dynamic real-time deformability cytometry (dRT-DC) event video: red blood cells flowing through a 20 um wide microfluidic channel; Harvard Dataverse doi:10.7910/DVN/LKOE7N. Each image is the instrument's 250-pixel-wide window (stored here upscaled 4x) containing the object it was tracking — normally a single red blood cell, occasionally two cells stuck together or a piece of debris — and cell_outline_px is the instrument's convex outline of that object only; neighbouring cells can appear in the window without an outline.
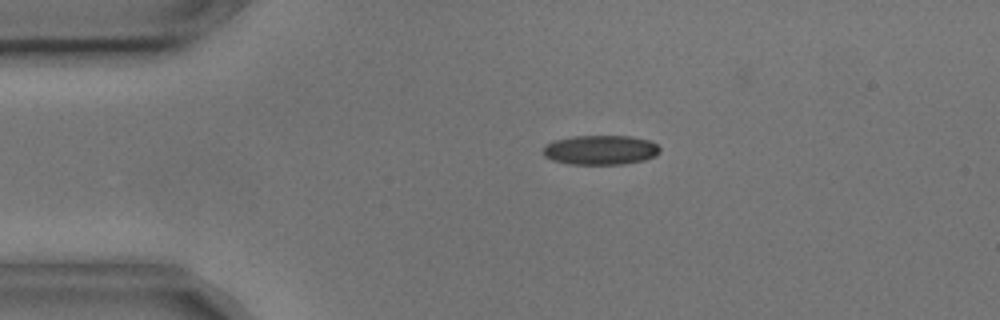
{"species": "common noctule bat (a hibernating species)", "species_latin": "Nyctalus noctula", "temperature_condition": "cold", "stored_images_in_passage": 4, "camera_frame_rate_fps": 3000, "um_per_image_px": 0.085, "animal": {"sex": "male", "body_mass_g": 17.9, "forearm_length_mm": 54.2}, "frame": {"image": 1, "passage_image": 3, "time_ms": 0.667, "image_size_px": [1000, 320], "cell_outline_px": [[660, 152], [656, 156], [644, 160], [624, 164], [568, 164], [552, 160], [544, 156], [544, 144], [556, 140], [572, 136], [632, 136], [648, 140], [656, 144], [660, 148]], "centroid_in_image_um": [51.05, 12.75], "position_along_channel_um": 34.0, "area_um2": 20.17}}